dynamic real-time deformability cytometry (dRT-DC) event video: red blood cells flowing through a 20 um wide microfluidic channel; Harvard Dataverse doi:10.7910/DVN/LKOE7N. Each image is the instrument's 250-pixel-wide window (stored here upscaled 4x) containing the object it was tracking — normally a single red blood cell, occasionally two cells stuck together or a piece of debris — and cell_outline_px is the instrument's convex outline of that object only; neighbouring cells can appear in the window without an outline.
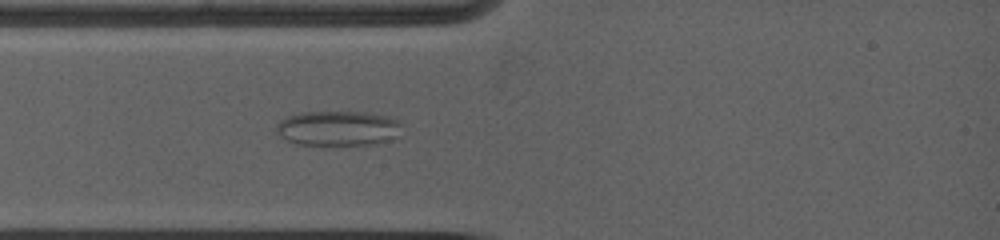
{"species": "common noctule bat (a hibernating species)", "species_latin": "Nyctalus noctula", "temperature_condition": "warm", "stored_images_in_passage": 3, "camera_frame_rate_fps": 5000, "um_per_image_px": 0.085, "animal": {"sex": "female", "body_mass_g": 19.0, "forearm_length_mm": 53.3}, "frame": {"image": 1, "passage_image": 3, "time_ms": 1.4, "image_size_px": [1000, 240], "cell_outline_px": [[400, 124], [396, 136], [392, 140], [376, 144], [292, 144], [280, 136], [276, 132], [276, 124], [280, 120], [288, 116], [300, 112], [364, 112], [384, 116], [396, 120]], "centroid_in_image_um": [28.66, 10.9], "position_along_channel_um": 56.3, "area_um2": 25.32}}